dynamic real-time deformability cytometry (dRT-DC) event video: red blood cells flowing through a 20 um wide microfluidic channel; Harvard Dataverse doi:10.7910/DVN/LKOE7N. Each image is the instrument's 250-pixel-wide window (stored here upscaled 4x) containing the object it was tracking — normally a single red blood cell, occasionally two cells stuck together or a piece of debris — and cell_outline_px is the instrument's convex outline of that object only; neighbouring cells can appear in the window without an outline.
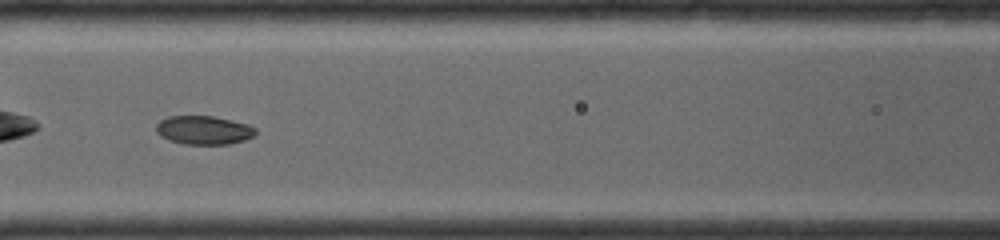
{"species": "common noctule bat (a hibernating species)", "species_latin": "Nyctalus noctula", "temperature_condition": "room temperature", "stored_images_in_passage": 17, "camera_frame_rate_fps": 4000, "um_per_image_px": 0.085, "animal": {"sex": "female", "body_mass_g": 19.0, "forearm_length_mm": 56.7}, "frame": {"image": 1, "passage_image": 13, "time_ms": 2.25, "image_size_px": [1000, 240], "cell_outline_px": [[256, 132], [252, 136], [244, 140], [228, 144], [184, 144], [168, 140], [160, 136], [156, 132], [156, 124], [160, 120], [168, 116], [212, 116], [248, 124], [256, 128]], "centroid_in_image_um": [17.28, 11.06], "position_along_channel_um": 149.3, "area_um2": 16.59}}
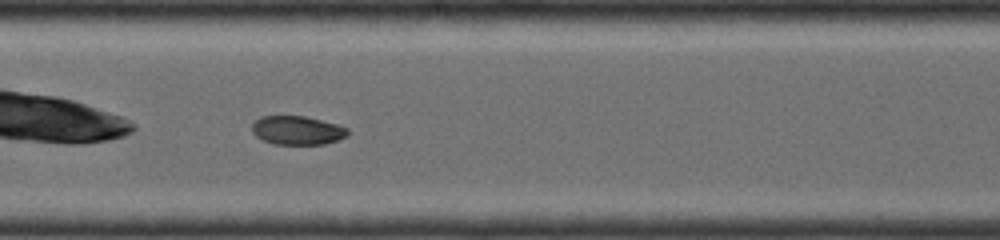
{"frame": {"image": 2, "passage_image": 16, "time_ms": 3.0, "image_size_px": [1000, 240], "cell_outline_px": [[348, 136], [340, 140], [324, 144], [272, 144], [256, 136], [252, 132], [252, 124], [260, 116], [304, 116], [336, 124], [348, 128]], "centroid_in_image_um": [25.28, 11.08], "position_along_channel_um": 182.1, "area_um2": 16.07}}